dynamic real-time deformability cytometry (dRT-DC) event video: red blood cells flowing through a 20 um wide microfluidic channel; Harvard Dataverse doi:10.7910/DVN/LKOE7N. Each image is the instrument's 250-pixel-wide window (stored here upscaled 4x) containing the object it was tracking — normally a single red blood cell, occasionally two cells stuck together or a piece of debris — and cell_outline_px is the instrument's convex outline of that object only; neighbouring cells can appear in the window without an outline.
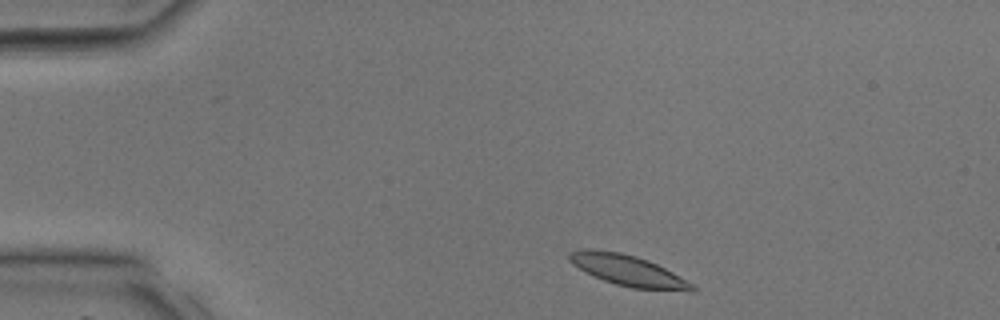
{"species": "common noctule bat (a hibernating species)", "species_latin": "Nyctalus noctula", "temperature_condition": "room temperature", "stored_images_in_passage": 33, "camera_frame_rate_fps": 3000, "um_per_image_px": 0.085, "animal": {"sex": "male", "body_mass_g": 17.9, "forearm_length_mm": 54.2}, "frame": {"image": 1, "passage_image": 2, "time_ms": 0.333, "image_size_px": [1000, 320], "cell_outline_px": [[696, 288], [692, 292], [688, 292], [632, 288], [616, 284], [604, 280], [584, 272], [572, 264], [568, 260], [568, 252], [580, 248], [592, 248], [620, 252], [636, 256], [648, 260], [672, 272], [692, 284]], "centroid_in_image_um": [53.33, 22.98], "position_along_channel_um": 31.7, "area_um2": 22.31}}
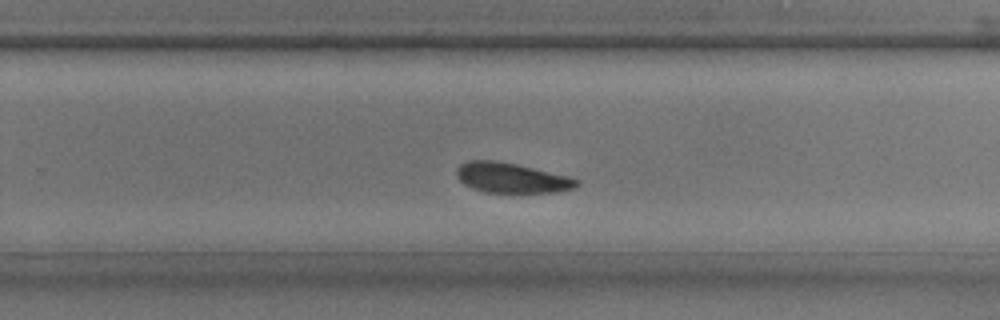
{"frame": {"image": 2, "passage_image": 20, "time_ms": 6.333, "image_size_px": [1000, 320], "cell_outline_px": [[580, 184], [572, 188], [556, 192], [484, 192], [472, 188], [464, 184], [456, 176], [456, 168], [460, 164], [468, 160], [496, 160], [516, 164], [572, 176], [580, 180]], "centroid_in_image_um": [43.49, 15.1], "position_along_channel_um": 286.3, "area_um2": 21.21}}
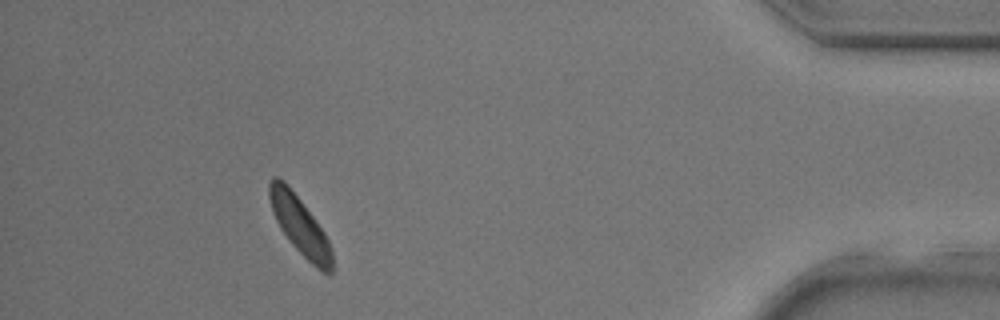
{"frame": {"image": 3, "passage_image": 30, "time_ms": 9.667, "image_size_px": [1000, 320], "cell_outline_px": [[332, 272], [320, 272], [292, 244], [280, 228], [272, 212], [268, 196], [268, 184], [272, 176], [276, 176], [284, 180], [288, 184], [324, 232], [332, 248]], "centroid_in_image_um": [25.46, 19.13], "position_along_channel_um": 409.7, "area_um2": 21.04}}